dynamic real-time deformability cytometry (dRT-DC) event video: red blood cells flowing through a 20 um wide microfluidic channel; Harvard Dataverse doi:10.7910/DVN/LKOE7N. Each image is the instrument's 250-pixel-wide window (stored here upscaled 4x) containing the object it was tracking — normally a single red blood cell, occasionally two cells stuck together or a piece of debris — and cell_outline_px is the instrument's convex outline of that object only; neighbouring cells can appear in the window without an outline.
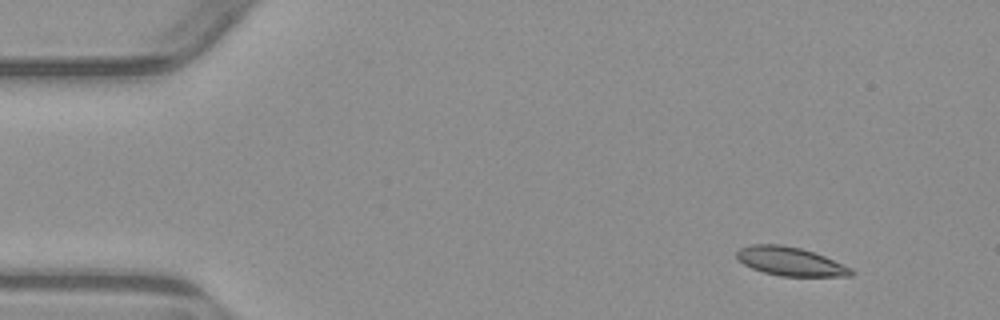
{"species": "common noctule bat (a hibernating species)", "species_latin": "Nyctalus noctula", "temperature_condition": "warm", "stored_images_in_passage": 6, "camera_frame_rate_fps": 3000, "um_per_image_px": 0.085, "animal": {"sex": "male", "body_mass_g": 23.1, "forearm_length_mm": 52.7}, "frame": {"image": 1, "passage_image": 2, "time_ms": 1.333, "image_size_px": [1000, 320], "cell_outline_px": [[856, 272], [852, 276], [780, 276], [764, 272], [752, 268], [744, 264], [736, 256], [736, 252], [740, 248], [752, 244], [780, 244], [800, 248], [824, 256], [852, 268]], "centroid_in_image_um": [67.19, 22.22], "position_along_channel_um": 17.8, "area_um2": 19.02}}
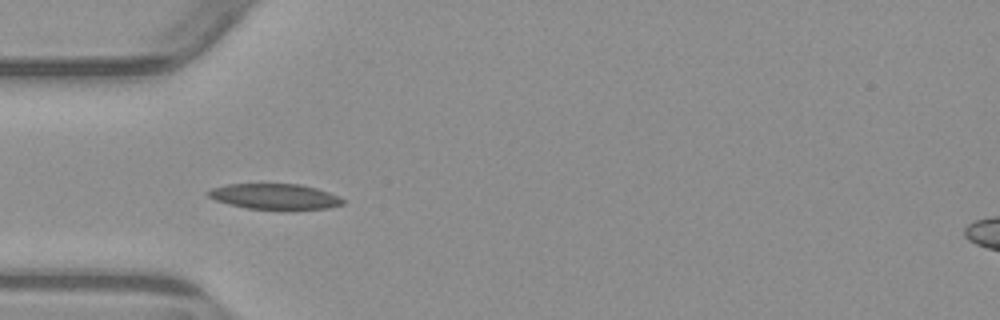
{"frame": {"image": 2, "passage_image": 5, "time_ms": 5.0, "image_size_px": [1000, 320], "cell_outline_px": [[344, 204], [328, 208], [248, 208], [228, 204], [216, 200], [208, 196], [204, 192], [212, 188], [228, 184], [300, 184], [316, 188], [340, 196], [344, 200]], "centroid_in_image_um": [23.33, 16.68], "position_along_channel_um": 61.7, "area_um2": 19.65}}
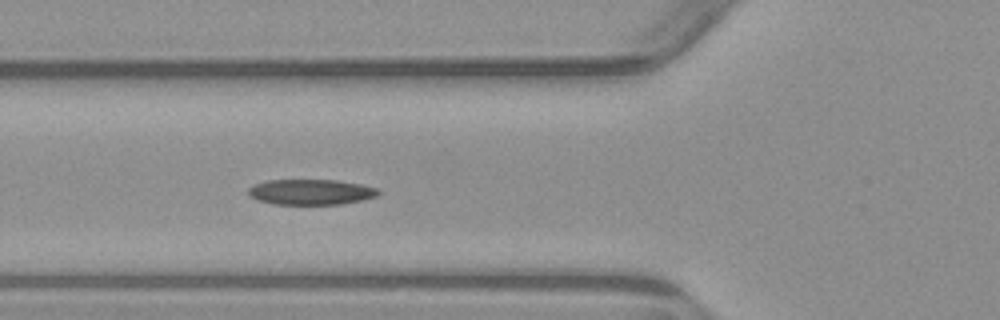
{"frame": {"image": 3, "passage_image": 6, "time_ms": 6.0, "image_size_px": [1000, 320], "cell_outline_px": [[380, 192], [376, 196], [360, 200], [340, 204], [272, 204], [256, 200], [248, 196], [248, 188], [256, 184], [268, 180], [336, 180], [360, 184], [380, 188]], "centroid_in_image_um": [26.4, 16.32], "position_along_channel_um": 99.4, "area_um2": 19.31}}